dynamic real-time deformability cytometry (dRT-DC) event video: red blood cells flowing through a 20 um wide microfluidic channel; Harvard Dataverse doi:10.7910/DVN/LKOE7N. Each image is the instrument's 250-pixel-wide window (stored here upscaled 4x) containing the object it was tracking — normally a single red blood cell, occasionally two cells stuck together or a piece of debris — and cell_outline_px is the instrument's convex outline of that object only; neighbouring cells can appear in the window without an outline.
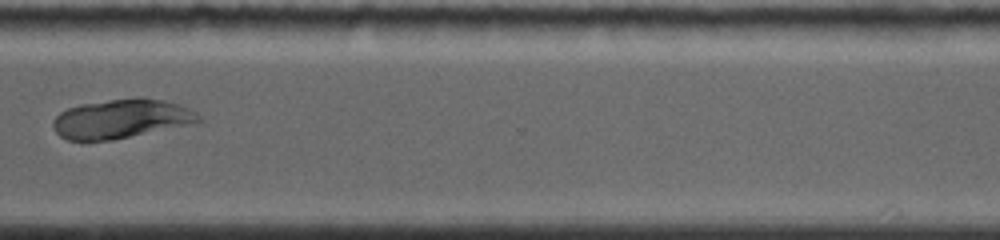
{"species": "common noctule bat (a hibernating species)", "species_latin": "Nyctalus noctula", "temperature_condition": "room temperature", "stored_images_in_passage": 20, "camera_frame_rate_fps": 4000, "um_per_image_px": 0.085, "animal": {"sex": "female", "body_mass_g": 19.0, "forearm_length_mm": 56.7}, "frame": {"image": 1, "passage_image": 15, "time_ms": 7.75, "image_size_px": [1000, 240], "cell_outline_px": [[200, 120], [184, 124], [112, 140], [68, 140], [60, 136], [56, 132], [52, 124], [52, 120], [60, 112], [68, 108], [80, 104], [136, 96], [140, 96], [164, 100], [188, 108], [196, 112], [200, 116]], "centroid_in_image_um": [10.22, 10.07], "position_along_channel_um": 360.4, "area_um2": 32.66}}